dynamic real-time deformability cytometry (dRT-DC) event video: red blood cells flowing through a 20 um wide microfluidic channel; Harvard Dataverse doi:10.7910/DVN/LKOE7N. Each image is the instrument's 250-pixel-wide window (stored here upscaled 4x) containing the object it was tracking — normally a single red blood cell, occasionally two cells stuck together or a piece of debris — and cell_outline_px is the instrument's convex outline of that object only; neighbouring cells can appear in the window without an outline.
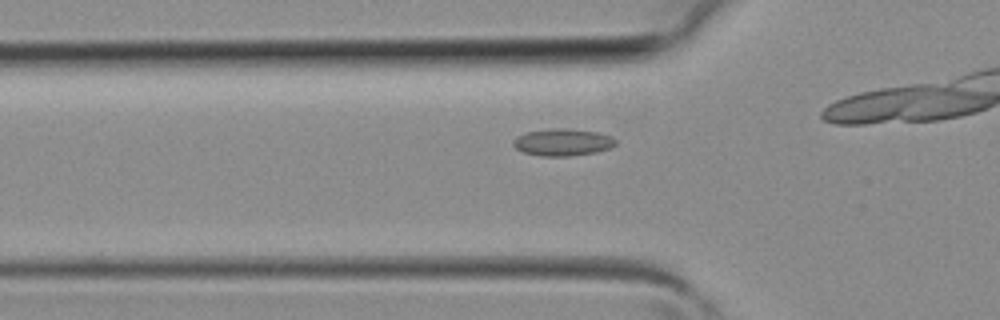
{"species": "common noctule bat (a hibernating species)", "species_latin": "Nyctalus noctula", "temperature_condition": "room temperature", "stored_images_in_passage": 10, "camera_frame_rate_fps": 3000, "um_per_image_px": 0.085, "animal": {"sex": "female", "body_mass_g": 19.3, "forearm_length_mm": 54.1}, "frame": {"image": 1, "passage_image": 2, "time_ms": 0.333, "image_size_px": [1000, 320], "cell_outline_px": [[616, 144], [608, 148], [596, 152], [568, 156], [540, 156], [524, 152], [516, 148], [512, 144], [512, 140], [516, 136], [528, 132], [552, 128], [568, 128], [600, 132], [612, 136], [616, 140]], "centroid_in_image_um": [47.83, 12.08], "position_along_channel_um": 78.0, "area_um2": 16.24}}
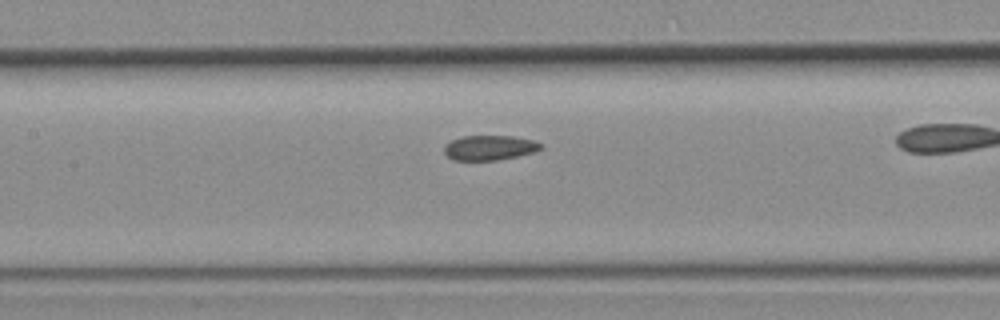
{"frame": {"image": 2, "passage_image": 7, "time_ms": 2.0, "image_size_px": [1000, 320], "cell_outline_px": [[544, 148], [532, 152], [516, 156], [496, 160], [452, 160], [444, 152], [444, 144], [452, 140], [464, 136], [512, 136], [532, 140], [544, 144]], "centroid_in_image_um": [41.61, 12.55], "position_along_channel_um": 165.8, "area_um2": 13.93}}
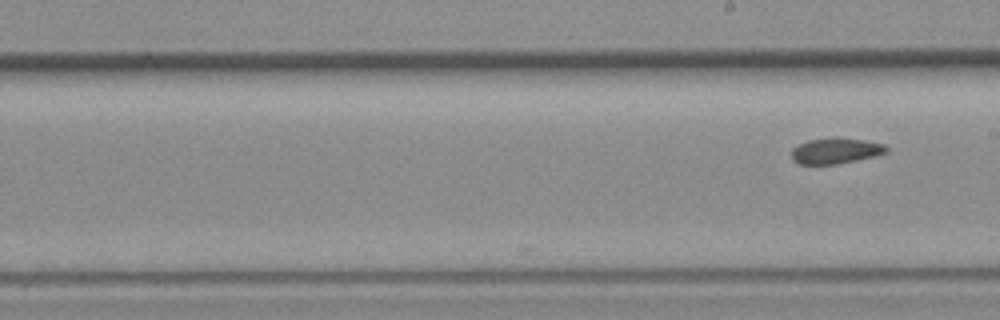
{"frame": {"image": 3, "passage_image": 10, "time_ms": 3.0, "image_size_px": [1000, 320], "cell_outline_px": [[888, 152], [856, 160], [836, 164], [800, 164], [792, 160], [792, 148], [808, 140], [832, 136], [836, 136], [864, 140], [884, 144], [888, 148]], "centroid_in_image_um": [71.02, 12.79], "position_along_channel_um": 218.0, "area_um2": 14.33}}